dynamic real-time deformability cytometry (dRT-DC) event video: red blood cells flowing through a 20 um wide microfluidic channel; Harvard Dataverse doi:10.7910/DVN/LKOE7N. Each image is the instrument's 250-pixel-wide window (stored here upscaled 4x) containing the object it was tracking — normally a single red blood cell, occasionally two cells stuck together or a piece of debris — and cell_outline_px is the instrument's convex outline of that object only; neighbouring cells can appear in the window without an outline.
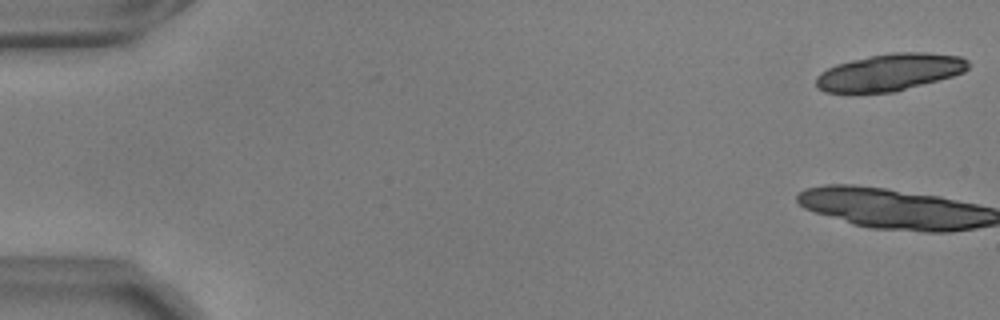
{"species": "common noctule bat (a hibernating species)", "species_latin": "Nyctalus noctula", "temperature_condition": "warm", "stored_images_in_passage": 3, "camera_frame_rate_fps": 3000, "um_per_image_px": 0.085, "animal": {"sex": "male", "body_mass_g": 17.9, "forearm_length_mm": 54.2}, "frame": {"image": 1, "passage_image": 1, "time_ms": 0.0, "image_size_px": [1000, 320], "cell_outline_px": [[972, 64], [964, 72], [952, 76], [896, 92], [824, 92], [816, 88], [816, 76], [820, 72], [836, 64], [868, 56], [892, 52], [928, 52], [960, 56], [968, 60]], "centroid_in_image_um": [75.65, 6.13], "position_along_channel_um": 9.4, "area_um2": 33.0}}